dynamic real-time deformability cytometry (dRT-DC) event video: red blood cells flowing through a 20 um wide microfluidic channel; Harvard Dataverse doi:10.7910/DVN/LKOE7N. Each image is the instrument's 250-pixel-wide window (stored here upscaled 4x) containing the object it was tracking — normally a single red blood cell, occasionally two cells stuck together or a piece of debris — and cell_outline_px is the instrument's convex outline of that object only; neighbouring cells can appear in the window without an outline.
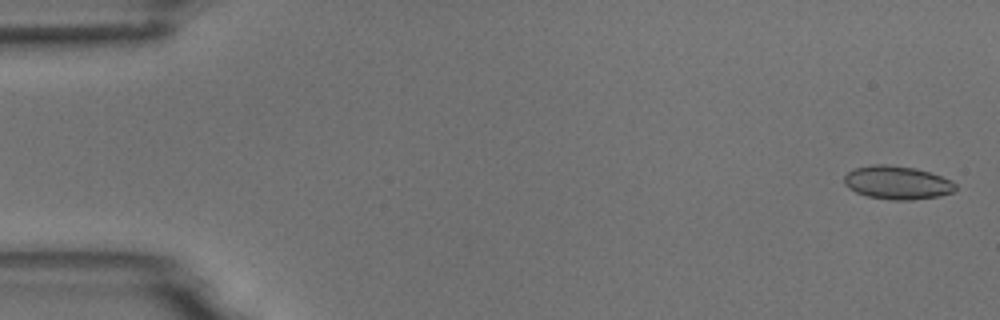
{"species": "common noctule bat (a hibernating species)", "species_latin": "Nyctalus noctula", "temperature_condition": "room temperature", "stored_images_in_passage": 5, "camera_frame_rate_fps": 3000, "um_per_image_px": 0.085, "animal": {"sex": "male", "body_mass_g": 18.8}, "frame": {"image": 1, "passage_image": 1, "time_ms": 0.0, "image_size_px": [1000, 320], "cell_outline_px": [[956, 188], [952, 192], [940, 196], [912, 200], [892, 200], [868, 196], [856, 192], [848, 188], [844, 184], [844, 176], [848, 172], [856, 168], [872, 164], [884, 164], [916, 168], [952, 180], [956, 184]], "centroid_in_image_um": [76.26, 15.52], "position_along_channel_um": 8.7, "area_um2": 21.62}}
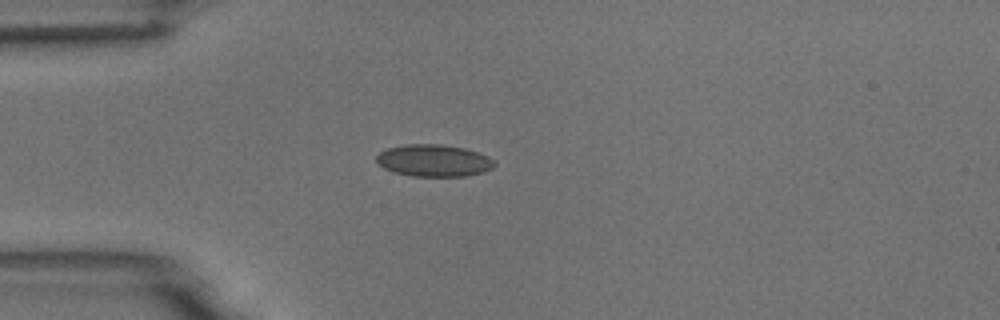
{"frame": {"image": 2, "passage_image": 5, "time_ms": 4.333, "image_size_px": [1000, 320], "cell_outline_px": [[496, 164], [492, 168], [484, 172], [464, 176], [412, 176], [392, 172], [384, 168], [376, 160], [376, 156], [380, 152], [388, 148], [408, 144], [440, 144], [464, 148], [488, 156]], "centroid_in_image_um": [36.86, 13.65], "position_along_channel_um": 48.1, "area_um2": 21.91}}